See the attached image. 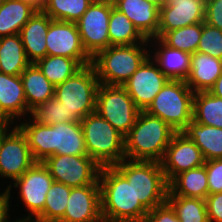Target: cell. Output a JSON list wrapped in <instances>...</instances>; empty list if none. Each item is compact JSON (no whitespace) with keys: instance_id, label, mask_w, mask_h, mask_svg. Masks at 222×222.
Here are the masks:
<instances>
[{"instance_id":"obj_34","label":"cell","mask_w":222,"mask_h":222,"mask_svg":"<svg viewBox=\"0 0 222 222\" xmlns=\"http://www.w3.org/2000/svg\"><path fill=\"white\" fill-rule=\"evenodd\" d=\"M201 35L202 23H197L168 31L160 39L171 48L193 54L197 51Z\"/></svg>"},{"instance_id":"obj_3","label":"cell","mask_w":222,"mask_h":222,"mask_svg":"<svg viewBox=\"0 0 222 222\" xmlns=\"http://www.w3.org/2000/svg\"><path fill=\"white\" fill-rule=\"evenodd\" d=\"M175 132L159 117L140 111L124 137L125 159L160 162Z\"/></svg>"},{"instance_id":"obj_1","label":"cell","mask_w":222,"mask_h":222,"mask_svg":"<svg viewBox=\"0 0 222 222\" xmlns=\"http://www.w3.org/2000/svg\"><path fill=\"white\" fill-rule=\"evenodd\" d=\"M29 120L16 126L26 136L36 162L52 155H88L80 121L45 125Z\"/></svg>"},{"instance_id":"obj_27","label":"cell","mask_w":222,"mask_h":222,"mask_svg":"<svg viewBox=\"0 0 222 222\" xmlns=\"http://www.w3.org/2000/svg\"><path fill=\"white\" fill-rule=\"evenodd\" d=\"M182 132L199 147L205 161L222 159V129L192 120Z\"/></svg>"},{"instance_id":"obj_10","label":"cell","mask_w":222,"mask_h":222,"mask_svg":"<svg viewBox=\"0 0 222 222\" xmlns=\"http://www.w3.org/2000/svg\"><path fill=\"white\" fill-rule=\"evenodd\" d=\"M53 182L49 169L43 162H36L13 184L7 185L5 191L8 194L12 191V185L19 189V197L30 213L22 219H16L17 222H32L43 211L47 192Z\"/></svg>"},{"instance_id":"obj_45","label":"cell","mask_w":222,"mask_h":222,"mask_svg":"<svg viewBox=\"0 0 222 222\" xmlns=\"http://www.w3.org/2000/svg\"><path fill=\"white\" fill-rule=\"evenodd\" d=\"M8 128H12V126L11 127H1L0 128V147H1L2 137L10 130Z\"/></svg>"},{"instance_id":"obj_19","label":"cell","mask_w":222,"mask_h":222,"mask_svg":"<svg viewBox=\"0 0 222 222\" xmlns=\"http://www.w3.org/2000/svg\"><path fill=\"white\" fill-rule=\"evenodd\" d=\"M146 38H157L160 8L146 0H112Z\"/></svg>"},{"instance_id":"obj_15","label":"cell","mask_w":222,"mask_h":222,"mask_svg":"<svg viewBox=\"0 0 222 222\" xmlns=\"http://www.w3.org/2000/svg\"><path fill=\"white\" fill-rule=\"evenodd\" d=\"M205 160L199 147L183 132H175L160 161L169 183L181 172L203 166Z\"/></svg>"},{"instance_id":"obj_32","label":"cell","mask_w":222,"mask_h":222,"mask_svg":"<svg viewBox=\"0 0 222 222\" xmlns=\"http://www.w3.org/2000/svg\"><path fill=\"white\" fill-rule=\"evenodd\" d=\"M35 64L54 86L63 83L82 68L75 59L64 56L47 55Z\"/></svg>"},{"instance_id":"obj_12","label":"cell","mask_w":222,"mask_h":222,"mask_svg":"<svg viewBox=\"0 0 222 222\" xmlns=\"http://www.w3.org/2000/svg\"><path fill=\"white\" fill-rule=\"evenodd\" d=\"M43 164L55 182L70 187L94 184L99 179L101 169L88 155H52Z\"/></svg>"},{"instance_id":"obj_22","label":"cell","mask_w":222,"mask_h":222,"mask_svg":"<svg viewBox=\"0 0 222 222\" xmlns=\"http://www.w3.org/2000/svg\"><path fill=\"white\" fill-rule=\"evenodd\" d=\"M0 110L12 123L15 122L13 120H20V117L31 114L27 108L20 75L0 72Z\"/></svg>"},{"instance_id":"obj_28","label":"cell","mask_w":222,"mask_h":222,"mask_svg":"<svg viewBox=\"0 0 222 222\" xmlns=\"http://www.w3.org/2000/svg\"><path fill=\"white\" fill-rule=\"evenodd\" d=\"M30 64L19 34L0 38V72L21 75Z\"/></svg>"},{"instance_id":"obj_8","label":"cell","mask_w":222,"mask_h":222,"mask_svg":"<svg viewBox=\"0 0 222 222\" xmlns=\"http://www.w3.org/2000/svg\"><path fill=\"white\" fill-rule=\"evenodd\" d=\"M193 96L186 81L168 80L145 111L182 132L192 121Z\"/></svg>"},{"instance_id":"obj_30","label":"cell","mask_w":222,"mask_h":222,"mask_svg":"<svg viewBox=\"0 0 222 222\" xmlns=\"http://www.w3.org/2000/svg\"><path fill=\"white\" fill-rule=\"evenodd\" d=\"M192 120L222 129V98L212 95L209 91L194 93Z\"/></svg>"},{"instance_id":"obj_29","label":"cell","mask_w":222,"mask_h":222,"mask_svg":"<svg viewBox=\"0 0 222 222\" xmlns=\"http://www.w3.org/2000/svg\"><path fill=\"white\" fill-rule=\"evenodd\" d=\"M110 46L134 45L137 43H149L129 18L115 7L111 10L108 23Z\"/></svg>"},{"instance_id":"obj_4","label":"cell","mask_w":222,"mask_h":222,"mask_svg":"<svg viewBox=\"0 0 222 222\" xmlns=\"http://www.w3.org/2000/svg\"><path fill=\"white\" fill-rule=\"evenodd\" d=\"M114 167L132 185L136 198L148 211L167 202L169 185L160 162L124 159Z\"/></svg>"},{"instance_id":"obj_38","label":"cell","mask_w":222,"mask_h":222,"mask_svg":"<svg viewBox=\"0 0 222 222\" xmlns=\"http://www.w3.org/2000/svg\"><path fill=\"white\" fill-rule=\"evenodd\" d=\"M209 194L222 192V159L205 161Z\"/></svg>"},{"instance_id":"obj_24","label":"cell","mask_w":222,"mask_h":222,"mask_svg":"<svg viewBox=\"0 0 222 222\" xmlns=\"http://www.w3.org/2000/svg\"><path fill=\"white\" fill-rule=\"evenodd\" d=\"M38 9L28 0H5L0 4V38L19 34Z\"/></svg>"},{"instance_id":"obj_46","label":"cell","mask_w":222,"mask_h":222,"mask_svg":"<svg viewBox=\"0 0 222 222\" xmlns=\"http://www.w3.org/2000/svg\"><path fill=\"white\" fill-rule=\"evenodd\" d=\"M154 5H156L158 8H161V6L166 2L165 0H146Z\"/></svg>"},{"instance_id":"obj_18","label":"cell","mask_w":222,"mask_h":222,"mask_svg":"<svg viewBox=\"0 0 222 222\" xmlns=\"http://www.w3.org/2000/svg\"><path fill=\"white\" fill-rule=\"evenodd\" d=\"M101 215L100 185L72 187L64 216L58 222H99Z\"/></svg>"},{"instance_id":"obj_13","label":"cell","mask_w":222,"mask_h":222,"mask_svg":"<svg viewBox=\"0 0 222 222\" xmlns=\"http://www.w3.org/2000/svg\"><path fill=\"white\" fill-rule=\"evenodd\" d=\"M47 55L75 59L82 67L92 64L85 51L76 22L51 20L46 35Z\"/></svg>"},{"instance_id":"obj_39","label":"cell","mask_w":222,"mask_h":222,"mask_svg":"<svg viewBox=\"0 0 222 222\" xmlns=\"http://www.w3.org/2000/svg\"><path fill=\"white\" fill-rule=\"evenodd\" d=\"M141 222H181V220L177 217L172 206L166 202L149 211Z\"/></svg>"},{"instance_id":"obj_41","label":"cell","mask_w":222,"mask_h":222,"mask_svg":"<svg viewBox=\"0 0 222 222\" xmlns=\"http://www.w3.org/2000/svg\"><path fill=\"white\" fill-rule=\"evenodd\" d=\"M209 222H222V192L208 194L205 198Z\"/></svg>"},{"instance_id":"obj_42","label":"cell","mask_w":222,"mask_h":222,"mask_svg":"<svg viewBox=\"0 0 222 222\" xmlns=\"http://www.w3.org/2000/svg\"><path fill=\"white\" fill-rule=\"evenodd\" d=\"M10 195L5 190L0 193V222H17L9 220Z\"/></svg>"},{"instance_id":"obj_16","label":"cell","mask_w":222,"mask_h":222,"mask_svg":"<svg viewBox=\"0 0 222 222\" xmlns=\"http://www.w3.org/2000/svg\"><path fill=\"white\" fill-rule=\"evenodd\" d=\"M168 80L149 56L122 86L135 105L145 111Z\"/></svg>"},{"instance_id":"obj_5","label":"cell","mask_w":222,"mask_h":222,"mask_svg":"<svg viewBox=\"0 0 222 222\" xmlns=\"http://www.w3.org/2000/svg\"><path fill=\"white\" fill-rule=\"evenodd\" d=\"M147 44L110 46L99 51L92 58L99 83L122 86L150 56Z\"/></svg>"},{"instance_id":"obj_2","label":"cell","mask_w":222,"mask_h":222,"mask_svg":"<svg viewBox=\"0 0 222 222\" xmlns=\"http://www.w3.org/2000/svg\"><path fill=\"white\" fill-rule=\"evenodd\" d=\"M102 219L113 222H141L148 210L136 198L132 185L114 167L99 173Z\"/></svg>"},{"instance_id":"obj_44","label":"cell","mask_w":222,"mask_h":222,"mask_svg":"<svg viewBox=\"0 0 222 222\" xmlns=\"http://www.w3.org/2000/svg\"><path fill=\"white\" fill-rule=\"evenodd\" d=\"M13 123L2 113L0 110V128L1 127H10L9 125Z\"/></svg>"},{"instance_id":"obj_43","label":"cell","mask_w":222,"mask_h":222,"mask_svg":"<svg viewBox=\"0 0 222 222\" xmlns=\"http://www.w3.org/2000/svg\"><path fill=\"white\" fill-rule=\"evenodd\" d=\"M209 92L219 98H222V74L215 81L214 86L209 90Z\"/></svg>"},{"instance_id":"obj_20","label":"cell","mask_w":222,"mask_h":222,"mask_svg":"<svg viewBox=\"0 0 222 222\" xmlns=\"http://www.w3.org/2000/svg\"><path fill=\"white\" fill-rule=\"evenodd\" d=\"M152 40L155 41L152 43ZM148 41L151 47H153L152 44L157 43L154 44L157 51L153 52L154 57L151 56L152 53L150 57L162 73L169 80L186 81L191 67V54L169 47L160 38H150Z\"/></svg>"},{"instance_id":"obj_47","label":"cell","mask_w":222,"mask_h":222,"mask_svg":"<svg viewBox=\"0 0 222 222\" xmlns=\"http://www.w3.org/2000/svg\"><path fill=\"white\" fill-rule=\"evenodd\" d=\"M31 1L39 9L45 4V0H28Z\"/></svg>"},{"instance_id":"obj_26","label":"cell","mask_w":222,"mask_h":222,"mask_svg":"<svg viewBox=\"0 0 222 222\" xmlns=\"http://www.w3.org/2000/svg\"><path fill=\"white\" fill-rule=\"evenodd\" d=\"M20 77L24 87L27 108L30 111L54 97L55 86L35 63H31L21 73Z\"/></svg>"},{"instance_id":"obj_48","label":"cell","mask_w":222,"mask_h":222,"mask_svg":"<svg viewBox=\"0 0 222 222\" xmlns=\"http://www.w3.org/2000/svg\"><path fill=\"white\" fill-rule=\"evenodd\" d=\"M99 222H113V221H108V220H105V219H101Z\"/></svg>"},{"instance_id":"obj_40","label":"cell","mask_w":222,"mask_h":222,"mask_svg":"<svg viewBox=\"0 0 222 222\" xmlns=\"http://www.w3.org/2000/svg\"><path fill=\"white\" fill-rule=\"evenodd\" d=\"M204 22L222 31V0H206Z\"/></svg>"},{"instance_id":"obj_25","label":"cell","mask_w":222,"mask_h":222,"mask_svg":"<svg viewBox=\"0 0 222 222\" xmlns=\"http://www.w3.org/2000/svg\"><path fill=\"white\" fill-rule=\"evenodd\" d=\"M167 196H182L205 200L209 194L205 166L190 169L176 175L169 183Z\"/></svg>"},{"instance_id":"obj_14","label":"cell","mask_w":222,"mask_h":222,"mask_svg":"<svg viewBox=\"0 0 222 222\" xmlns=\"http://www.w3.org/2000/svg\"><path fill=\"white\" fill-rule=\"evenodd\" d=\"M35 163L26 136L17 126H14L2 137L0 178H9L14 182Z\"/></svg>"},{"instance_id":"obj_31","label":"cell","mask_w":222,"mask_h":222,"mask_svg":"<svg viewBox=\"0 0 222 222\" xmlns=\"http://www.w3.org/2000/svg\"><path fill=\"white\" fill-rule=\"evenodd\" d=\"M71 188L54 181L47 192L43 211L32 222H58L65 214Z\"/></svg>"},{"instance_id":"obj_7","label":"cell","mask_w":222,"mask_h":222,"mask_svg":"<svg viewBox=\"0 0 222 222\" xmlns=\"http://www.w3.org/2000/svg\"><path fill=\"white\" fill-rule=\"evenodd\" d=\"M99 79L92 64L82 67L72 77L55 86L54 97L63 103L66 115L78 122L96 112Z\"/></svg>"},{"instance_id":"obj_23","label":"cell","mask_w":222,"mask_h":222,"mask_svg":"<svg viewBox=\"0 0 222 222\" xmlns=\"http://www.w3.org/2000/svg\"><path fill=\"white\" fill-rule=\"evenodd\" d=\"M222 74V60L207 54H191V67L186 84L194 93L207 92Z\"/></svg>"},{"instance_id":"obj_36","label":"cell","mask_w":222,"mask_h":222,"mask_svg":"<svg viewBox=\"0 0 222 222\" xmlns=\"http://www.w3.org/2000/svg\"><path fill=\"white\" fill-rule=\"evenodd\" d=\"M30 115V118H33L37 123L45 125L72 122L66 115L63 103L56 97H52L45 103H41L31 111Z\"/></svg>"},{"instance_id":"obj_6","label":"cell","mask_w":222,"mask_h":222,"mask_svg":"<svg viewBox=\"0 0 222 222\" xmlns=\"http://www.w3.org/2000/svg\"><path fill=\"white\" fill-rule=\"evenodd\" d=\"M88 156L100 167L114 166L125 159V140L97 112L80 120Z\"/></svg>"},{"instance_id":"obj_37","label":"cell","mask_w":222,"mask_h":222,"mask_svg":"<svg viewBox=\"0 0 222 222\" xmlns=\"http://www.w3.org/2000/svg\"><path fill=\"white\" fill-rule=\"evenodd\" d=\"M196 52L222 60V31L203 22L202 35Z\"/></svg>"},{"instance_id":"obj_33","label":"cell","mask_w":222,"mask_h":222,"mask_svg":"<svg viewBox=\"0 0 222 222\" xmlns=\"http://www.w3.org/2000/svg\"><path fill=\"white\" fill-rule=\"evenodd\" d=\"M93 0H45L40 8L52 20L76 22Z\"/></svg>"},{"instance_id":"obj_17","label":"cell","mask_w":222,"mask_h":222,"mask_svg":"<svg viewBox=\"0 0 222 222\" xmlns=\"http://www.w3.org/2000/svg\"><path fill=\"white\" fill-rule=\"evenodd\" d=\"M206 0H168L160 8L157 38L166 32L197 23L205 19Z\"/></svg>"},{"instance_id":"obj_35","label":"cell","mask_w":222,"mask_h":222,"mask_svg":"<svg viewBox=\"0 0 222 222\" xmlns=\"http://www.w3.org/2000/svg\"><path fill=\"white\" fill-rule=\"evenodd\" d=\"M167 202L175 210L181 222H209L206 202L203 199L167 196Z\"/></svg>"},{"instance_id":"obj_11","label":"cell","mask_w":222,"mask_h":222,"mask_svg":"<svg viewBox=\"0 0 222 222\" xmlns=\"http://www.w3.org/2000/svg\"><path fill=\"white\" fill-rule=\"evenodd\" d=\"M113 7L112 0H93L76 21L83 47L92 58L110 47L108 23Z\"/></svg>"},{"instance_id":"obj_9","label":"cell","mask_w":222,"mask_h":222,"mask_svg":"<svg viewBox=\"0 0 222 222\" xmlns=\"http://www.w3.org/2000/svg\"><path fill=\"white\" fill-rule=\"evenodd\" d=\"M140 111L123 86L99 84L96 112L124 137L134 126Z\"/></svg>"},{"instance_id":"obj_21","label":"cell","mask_w":222,"mask_h":222,"mask_svg":"<svg viewBox=\"0 0 222 222\" xmlns=\"http://www.w3.org/2000/svg\"><path fill=\"white\" fill-rule=\"evenodd\" d=\"M51 20L38 9L19 32L26 56L31 63L47 56L46 35Z\"/></svg>"}]
</instances>
